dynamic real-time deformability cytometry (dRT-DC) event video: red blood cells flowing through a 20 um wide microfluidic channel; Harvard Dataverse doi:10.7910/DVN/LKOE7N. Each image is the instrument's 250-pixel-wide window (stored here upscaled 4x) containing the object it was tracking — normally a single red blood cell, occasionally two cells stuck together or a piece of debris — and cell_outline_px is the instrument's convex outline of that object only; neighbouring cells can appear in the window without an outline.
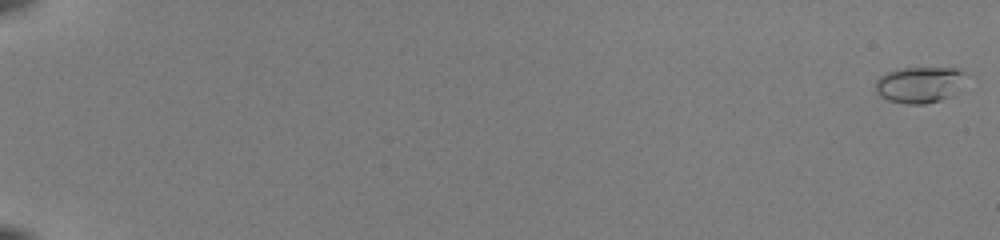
{"species": "common noctule bat (a hibernating species)", "species_latin": "Nyctalus noctula", "temperature_condition": "room temperature", "stored_images_in_passage": 55, "camera_frame_rate_fps": 3000, "um_per_image_px": 0.085, "animal": {"sex": "female", "body_mass_g": 22.0, "forearm_length_mm": 56.7}, "frame": {"image": 1, "passage_image": 2, "time_ms": 0.333, "image_size_px": [1000, 240], "cell_outline_px": [[960, 72], [952, 92], [948, 96], [940, 100], [924, 104], [908, 104], [888, 100], [880, 96], [876, 92], [876, 80], [880, 76], [888, 72], [904, 68], [956, 68]], "centroid_in_image_um": [77.96, 7.21], "position_along_channel_um": 7.0, "area_um2": 17.86}}
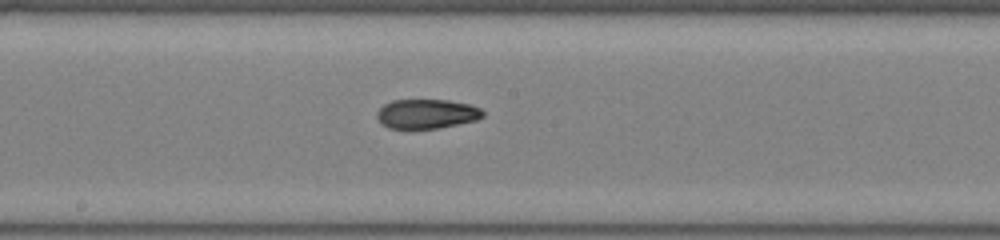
{"frame": {"image": 2, "passage_image": 34, "time_ms": 11.0, "image_size_px": [1000, 240], "cell_outline_px": [[484, 116], [476, 120], [436, 128], [388, 128], [376, 116], [380, 108], [384, 104], [392, 100], [448, 100], [468, 104], [480, 108], [484, 112]], "centroid_in_image_um": [36.28, 9.66], "position_along_channel_um": 211.9, "area_um2": 17.86}}
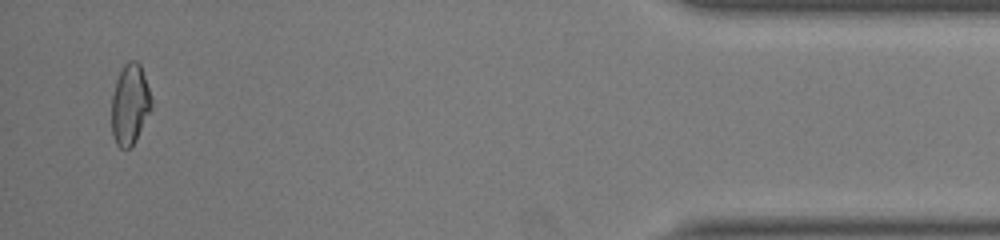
{"frame": {"image": 3, "passage_image": 54, "time_ms": 17.667, "image_size_px": [1000, 240], "cell_outline_px": [[152, 108], [136, 140], [128, 148], [120, 148], [116, 144], [112, 132], [112, 96], [116, 80], [124, 64], [128, 60], [136, 60], [140, 64], [152, 100]], "centroid_in_image_um": [11.04, 8.87], "position_along_channel_um": 424.2, "area_um2": 18.55}, "authors_computed_cell_mechanics": {"area_um2": 18.3226, "velocity_mm_per_s": 4.0208, "shape_relaxation_time_tau1_ms": 9.979, "shape_relaxation_time_tau2_ms": 2.3713, "deformation_change_tau1": 0.3071, "deformation_change_tau2": 0.0742}}